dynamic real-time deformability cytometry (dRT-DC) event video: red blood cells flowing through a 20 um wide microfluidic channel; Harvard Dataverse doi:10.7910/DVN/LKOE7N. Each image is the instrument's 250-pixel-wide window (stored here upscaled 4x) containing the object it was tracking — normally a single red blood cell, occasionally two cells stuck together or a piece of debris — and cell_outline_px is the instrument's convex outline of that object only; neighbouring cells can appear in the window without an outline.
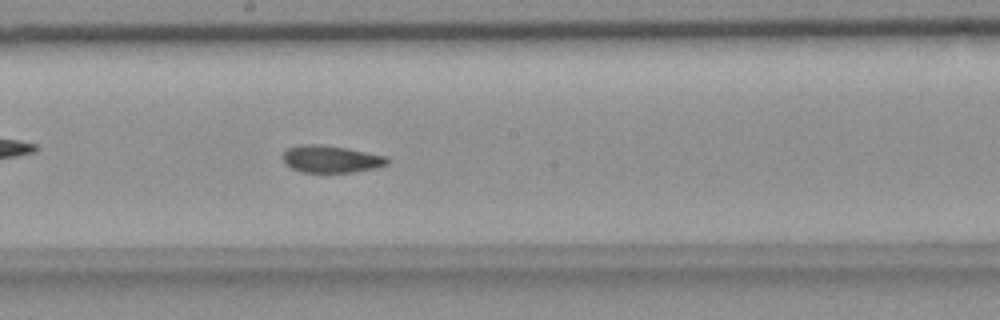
{"species": "common noctule bat (a hibernating species)", "species_latin": "Nyctalus noctula", "temperature_condition": "room temperature", "stored_images_in_passage": 55, "camera_frame_rate_fps": 3000, "um_per_image_px": 0.085, "animal": {"sex": "female", "body_mass_g": 18.4}, "frame": {"image": 1, "passage_image": 30, "time_ms": 9.667, "image_size_px": [1000, 320], "cell_outline_px": [[388, 164], [376, 168], [356, 172], [300, 172], [284, 164], [284, 152], [288, 148], [300, 144], [320, 144], [344, 148], [388, 156]], "centroid_in_image_um": [28.14, 13.53], "position_along_channel_um": 220.1, "area_um2": 16.53}}
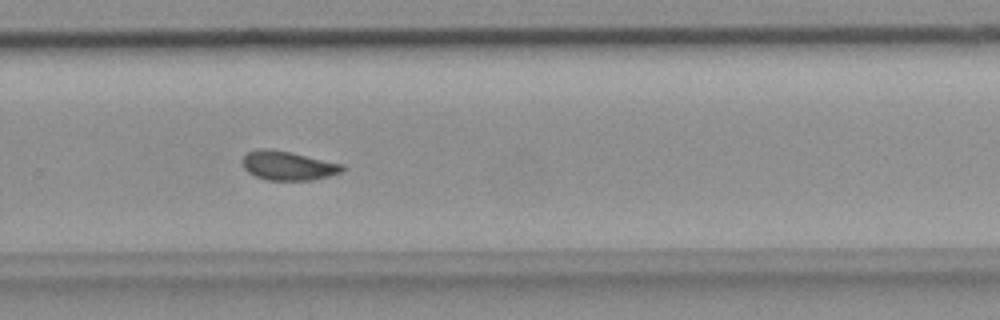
{"frame": {"image": 2, "passage_image": 37, "time_ms": 12.0, "image_size_px": [1000, 320], "cell_outline_px": [[344, 168], [340, 172], [328, 176], [312, 180], [268, 180], [256, 176], [248, 172], [244, 168], [244, 156], [248, 152], [260, 148], [272, 148], [292, 152], [344, 164]], "centroid_in_image_um": [24.49, 14.06], "position_along_channel_um": 305.3, "area_um2": 16.88}}
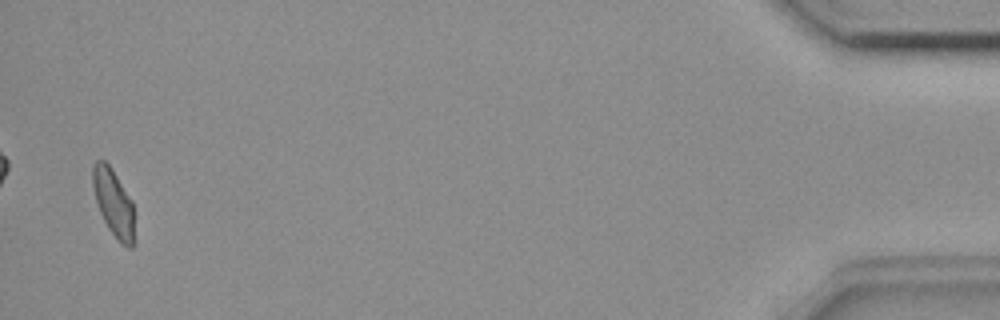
{"frame": {"image": 3, "passage_image": 54, "time_ms": 17.667, "image_size_px": [1000, 320], "cell_outline_px": [[136, 244], [132, 248], [128, 248], [120, 244], [108, 228], [100, 212], [96, 200], [92, 184], [92, 164], [96, 160], [104, 160], [112, 168], [132, 200]], "centroid_in_image_um": [9.68, 17.29], "position_along_channel_um": 425.5, "area_um2": 16.76}, "authors_computed_cell_mechanics": {"area_um2": 17.1088, "velocity_mm_per_s": 3.6587, "shape_relaxation_time_tau1_ms": null, "shape_relaxation_time_tau2_ms": 1.5128, "deformation_change_tau1": null, "deformation_change_tau2": 0.0654}}